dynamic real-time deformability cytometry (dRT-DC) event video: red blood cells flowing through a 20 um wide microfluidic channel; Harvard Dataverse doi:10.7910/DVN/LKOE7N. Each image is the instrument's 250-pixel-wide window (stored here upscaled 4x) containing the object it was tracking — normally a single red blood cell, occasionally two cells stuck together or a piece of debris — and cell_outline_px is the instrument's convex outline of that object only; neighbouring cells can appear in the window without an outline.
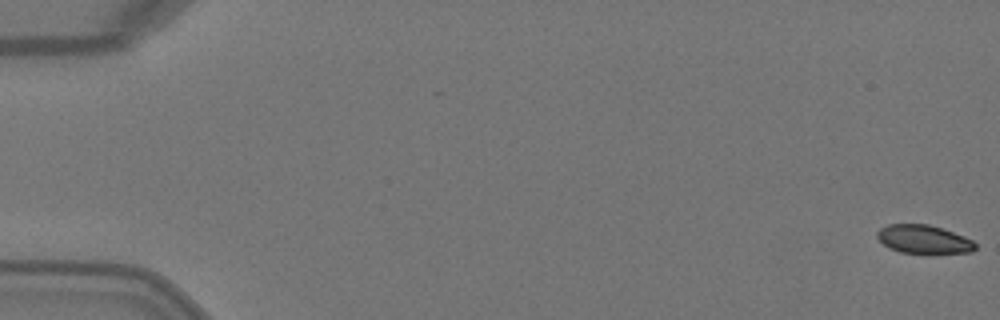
{"species": "Egyptian fruit bat (a non-hibernating species)", "species_latin": "Rousettus aegyptiacus", "temperature_condition": "warm", "stored_images_in_passage": 6, "camera_frame_rate_fps": 3000, "um_per_image_px": 0.085, "animal": {"sex": "female"}, "frame": {"image": 1, "passage_image": 1, "time_ms": 0.0, "image_size_px": [1000, 320], "cell_outline_px": [[976, 248], [972, 252], [936, 256], [900, 252], [884, 244], [876, 236], [876, 232], [880, 228], [888, 224], [928, 224], [964, 236], [972, 240], [976, 244]], "centroid_in_image_um": [78.56, 20.39], "position_along_channel_um": 6.4, "area_um2": 16.88}}
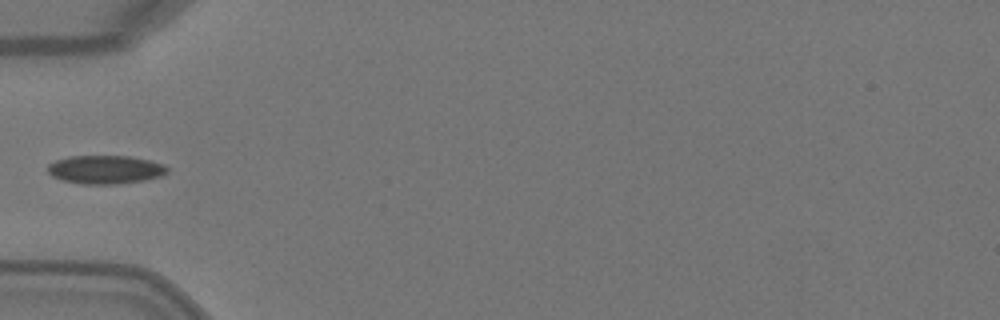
{"frame": {"image": 2, "passage_image": 5, "time_ms": 1.333, "image_size_px": [1000, 320], "cell_outline_px": [[168, 172], [160, 176], [144, 180], [120, 184], [84, 184], [64, 180], [52, 176], [48, 172], [48, 164], [56, 160], [68, 156], [128, 156], [148, 160], [164, 164], [168, 168]], "centroid_in_image_um": [8.96, 14.41], "position_along_channel_um": 76.0, "area_um2": 19.77}}
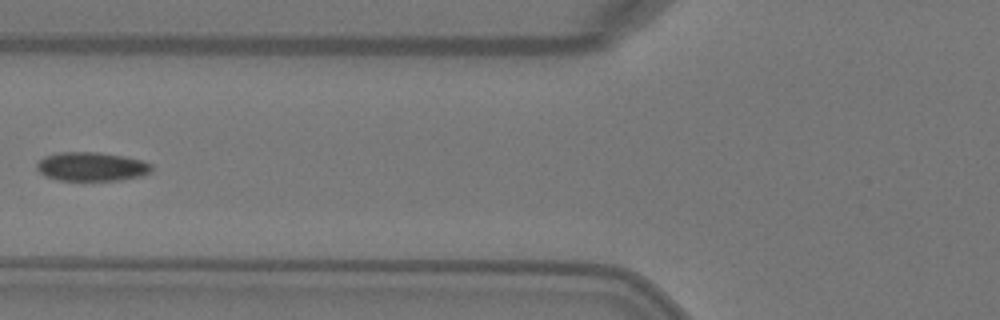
{"frame": {"image": 3, "passage_image": 6, "time_ms": 1.667, "image_size_px": [1000, 320], "cell_outline_px": [[152, 168], [144, 176], [120, 180], [60, 180], [44, 176], [36, 168], [36, 164], [44, 156], [56, 152], [100, 152], [124, 156], [144, 160], [152, 164]], "centroid_in_image_um": [7.79, 14.15], "position_along_channel_um": 118.0, "area_um2": 19.54}}